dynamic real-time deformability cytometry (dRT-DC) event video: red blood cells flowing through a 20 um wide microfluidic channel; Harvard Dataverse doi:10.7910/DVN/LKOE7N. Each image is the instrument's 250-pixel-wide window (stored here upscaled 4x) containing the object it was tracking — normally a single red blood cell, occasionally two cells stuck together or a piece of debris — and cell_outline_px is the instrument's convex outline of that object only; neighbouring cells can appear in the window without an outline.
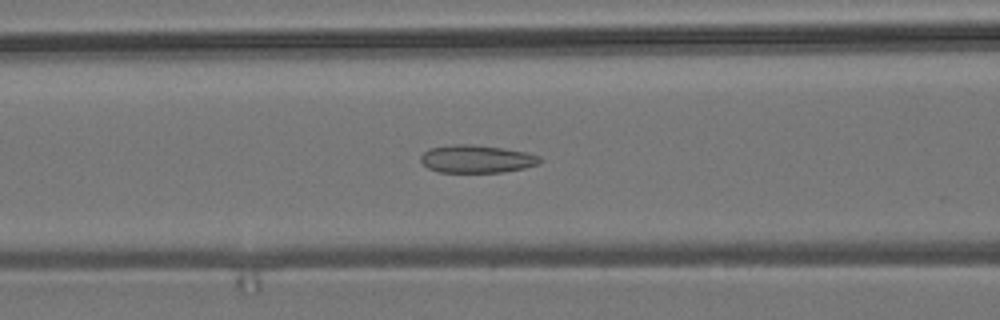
{"species": "common noctule bat (a hibernating species)", "species_latin": "Nyctalus noctula", "temperature_condition": "room temperature", "stored_images_in_passage": 54, "camera_frame_rate_fps": 3000, "um_per_image_px": 0.085, "animal": {"sex": "male", "body_mass_g": 19.2, "forearm_length_mm": 51.8}, "frame": {"image": 1, "passage_image": 21, "time_ms": 6.667, "image_size_px": [1000, 320], "cell_outline_px": [[544, 160], [540, 164], [524, 168], [504, 172], [440, 172], [428, 168], [420, 160], [420, 156], [428, 148], [456, 144], [472, 144], [528, 152], [540, 156]], "centroid_in_image_um": [40.55, 13.51], "position_along_channel_um": 126.0, "area_um2": 19.42}}
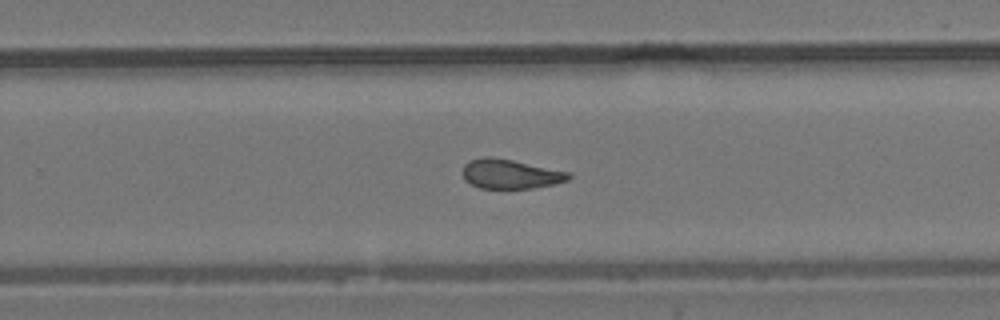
{"frame": {"image": 2, "passage_image": 34, "time_ms": 11.0, "image_size_px": [1000, 320], "cell_outline_px": [[572, 176], [568, 180], [556, 184], [532, 188], [480, 188], [464, 180], [464, 164], [468, 160], [484, 156], [488, 156], [512, 160], [572, 172]], "centroid_in_image_um": [43.42, 14.78], "position_along_channel_um": 286.4, "area_um2": 18.26}}
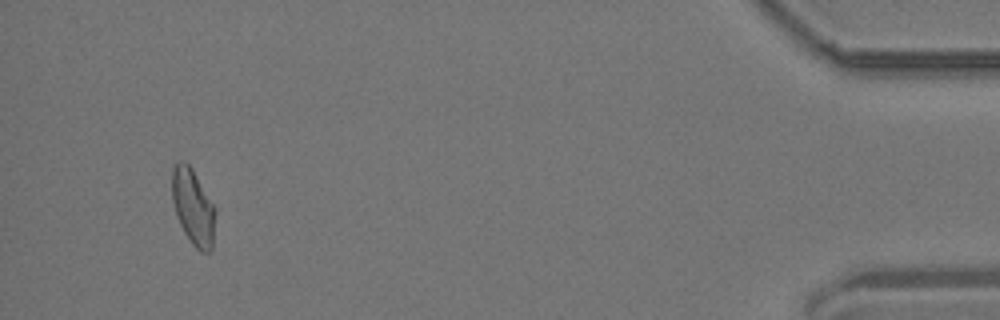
{"frame": {"image": 3, "passage_image": 51, "time_ms": 16.667, "image_size_px": [1000, 320], "cell_outline_px": [[216, 208], [212, 248], [208, 252], [200, 252], [192, 244], [184, 232], [176, 216], [172, 200], [172, 168], [180, 160], [184, 160], [192, 168]], "centroid_in_image_um": [16.41, 17.59], "position_along_channel_um": 418.8, "area_um2": 19.25}, "authors_computed_cell_mechanics": {"area_um2": 19.2474, "velocity_mm_per_s": 3.7066, "shape_relaxation_time_tau1_ms": null, "shape_relaxation_time_tau2_ms": 2.6173, "deformation_change_tau1": null, "deformation_change_tau2": 0.0958}}